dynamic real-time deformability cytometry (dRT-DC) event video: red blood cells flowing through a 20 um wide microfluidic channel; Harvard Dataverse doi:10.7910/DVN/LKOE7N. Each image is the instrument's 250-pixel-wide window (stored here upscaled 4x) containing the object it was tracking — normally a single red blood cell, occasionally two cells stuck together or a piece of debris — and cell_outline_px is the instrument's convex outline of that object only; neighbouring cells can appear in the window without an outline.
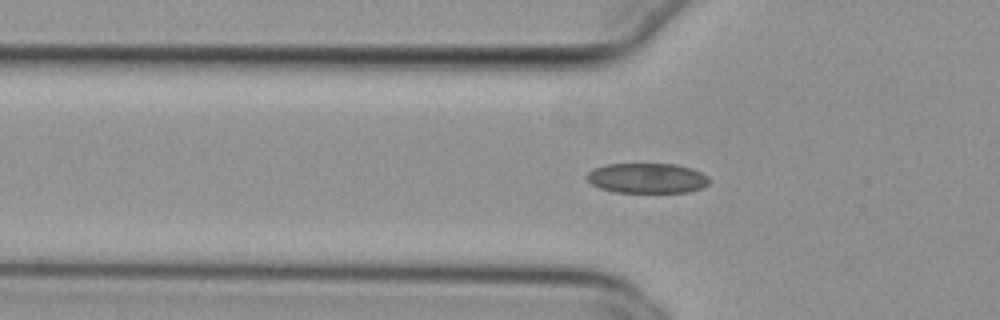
{"species": "common noctule bat (a hibernating species)", "species_latin": "Nyctalus noctula", "temperature_condition": "cold", "stored_images_in_passage": 50, "camera_frame_rate_fps": 3000, "um_per_image_px": 0.085, "animal": {"sex": "female", "body_mass_g": 29.2, "forearm_length_mm": 56.3}, "frame": {"image": 1, "passage_image": 18, "time_ms": 5.667, "image_size_px": [1000, 320], "cell_outline_px": [[708, 184], [700, 188], [688, 192], [616, 192], [600, 188], [592, 184], [588, 180], [588, 172], [592, 168], [604, 164], [676, 164], [692, 168], [708, 176]], "centroid_in_image_um": [54.99, 15.13], "position_along_channel_um": 70.8, "area_um2": 21.39}}
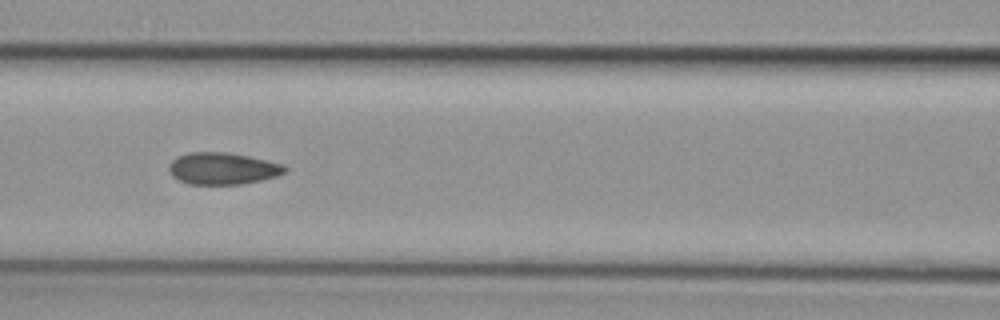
{"frame": {"image": 2, "passage_image": 24, "time_ms": 7.667, "image_size_px": [1000, 320], "cell_outline_px": [[288, 168], [284, 172], [276, 176], [260, 180], [240, 184], [188, 184], [172, 176], [168, 168], [168, 164], [176, 156], [188, 152], [228, 152], [248, 156], [284, 164]], "centroid_in_image_um": [18.89, 14.31], "position_along_channel_um": 147.7, "area_um2": 21.56}}
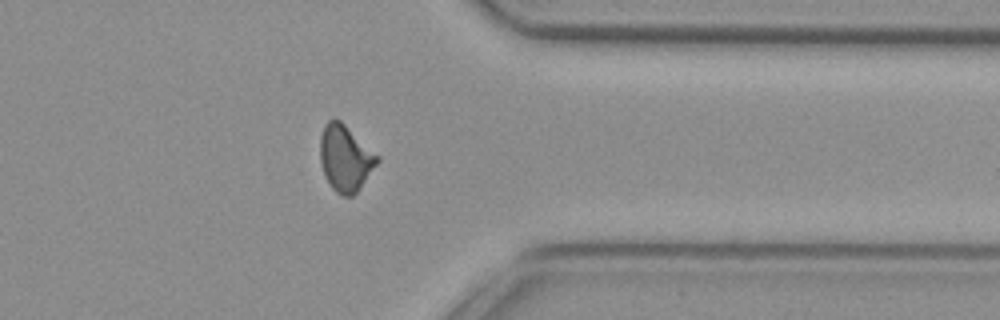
{"frame": {"image": 3, "passage_image": 43, "time_ms": 14.0, "image_size_px": [1000, 320], "cell_outline_px": [[380, 160], [356, 192], [352, 196], [340, 196], [332, 188], [324, 176], [320, 160], [320, 136], [324, 124], [328, 120], [340, 120], [380, 156]], "centroid_in_image_um": [29.34, 13.44], "position_along_channel_um": 382.1, "area_um2": 22.02}, "authors_computed_cell_mechanics": {"area_um2": 21.6461, "velocity_mm_per_s": 3.8352, "shape_relaxation_time_tau1_ms": null, "shape_relaxation_time_tau2_ms": 1.7115, "deformation_change_tau1": null, "deformation_change_tau2": 0.0577}}